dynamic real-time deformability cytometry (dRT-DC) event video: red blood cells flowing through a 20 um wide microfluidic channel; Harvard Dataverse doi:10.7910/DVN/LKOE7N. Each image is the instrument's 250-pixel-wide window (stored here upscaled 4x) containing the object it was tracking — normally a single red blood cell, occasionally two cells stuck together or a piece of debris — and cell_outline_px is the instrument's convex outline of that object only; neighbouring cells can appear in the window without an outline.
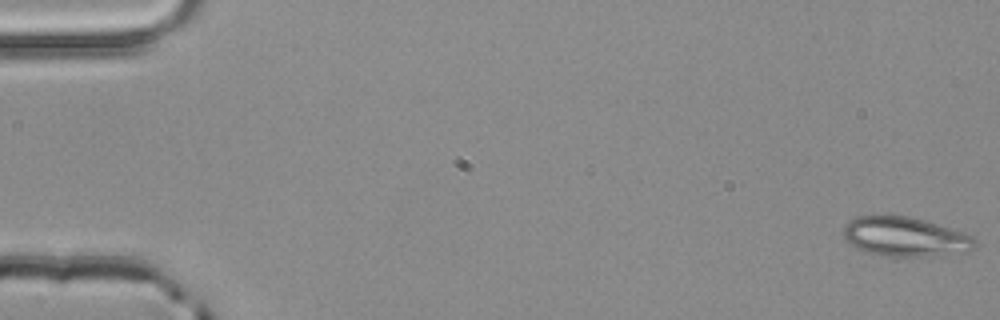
{"species": "common noctule bat (a hibernating species)", "species_latin": "Nyctalus noctula", "temperature_condition": "room temperature", "stored_images_in_passage": 4, "camera_frame_rate_fps": 3000, "um_per_image_px": 0.085, "animal": {"sex": "male", "body_mass_g": 20.4}, "frame": {"image": 1, "passage_image": 1, "time_ms": 0.0, "image_size_px": [1000, 320], "cell_outline_px": [[976, 244], [968, 252], [928, 256], [884, 256], [868, 252], [848, 244], [844, 236], [844, 224], [848, 220], [856, 216], [908, 216], [924, 220], [972, 236], [976, 240]], "centroid_in_image_um": [76.9, 20.13], "position_along_channel_um": 8.1, "area_um2": 29.94}}